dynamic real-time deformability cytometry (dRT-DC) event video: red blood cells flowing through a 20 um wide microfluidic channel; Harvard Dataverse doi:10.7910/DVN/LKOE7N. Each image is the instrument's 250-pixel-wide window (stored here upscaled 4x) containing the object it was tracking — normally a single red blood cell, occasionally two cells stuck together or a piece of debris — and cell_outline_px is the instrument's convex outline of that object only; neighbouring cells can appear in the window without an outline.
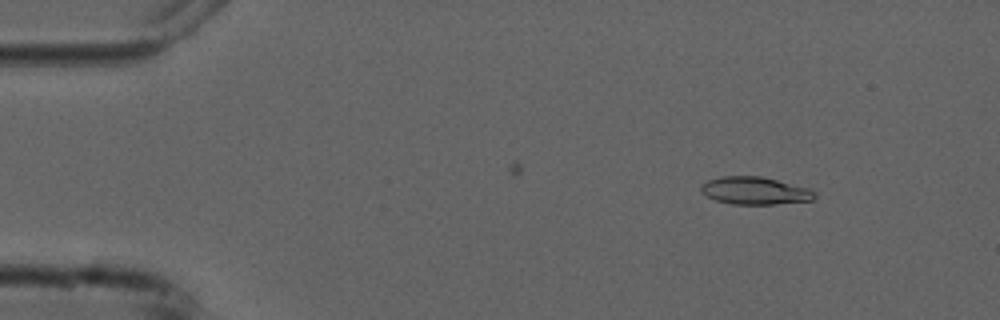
{"species": "common noctule bat (a hibernating species)", "species_latin": "Nyctalus noctula", "temperature_condition": "cold", "stored_images_in_passage": 4, "camera_frame_rate_fps": 3000, "um_per_image_px": 0.085, "animal": {"sex": "male", "forearm_length_mm": 52.5}, "frame": {"image": 1, "passage_image": 1, "time_ms": 0.0, "image_size_px": [1000, 320], "cell_outline_px": [[816, 196], [812, 200], [776, 204], [732, 204], [716, 200], [708, 196], [700, 188], [708, 180], [720, 176], [760, 176], [812, 188], [816, 192]], "centroid_in_image_um": [64.24, 16.2], "position_along_channel_um": 20.8, "area_um2": 18.21}}
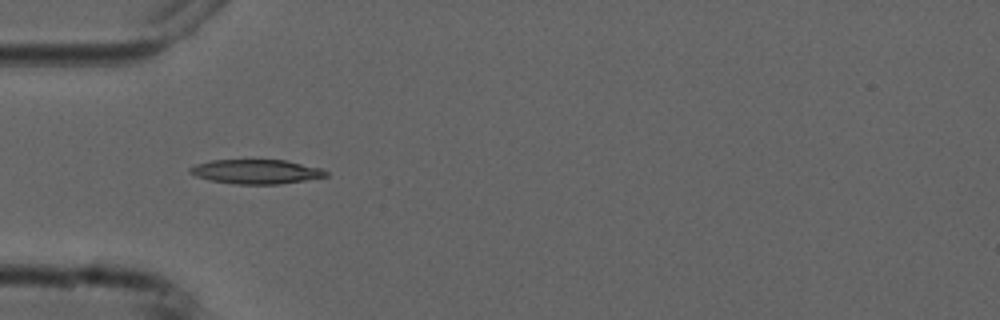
{"frame": {"image": 2, "passage_image": 4, "time_ms": 3.333, "image_size_px": [1000, 320], "cell_outline_px": [[328, 176], [280, 184], [236, 184], [212, 180], [196, 176], [188, 172], [188, 168], [196, 164], [212, 160], [284, 160], [320, 168], [328, 172]], "centroid_in_image_um": [21.75, 14.59], "position_along_channel_um": 63.2, "area_um2": 19.07}}